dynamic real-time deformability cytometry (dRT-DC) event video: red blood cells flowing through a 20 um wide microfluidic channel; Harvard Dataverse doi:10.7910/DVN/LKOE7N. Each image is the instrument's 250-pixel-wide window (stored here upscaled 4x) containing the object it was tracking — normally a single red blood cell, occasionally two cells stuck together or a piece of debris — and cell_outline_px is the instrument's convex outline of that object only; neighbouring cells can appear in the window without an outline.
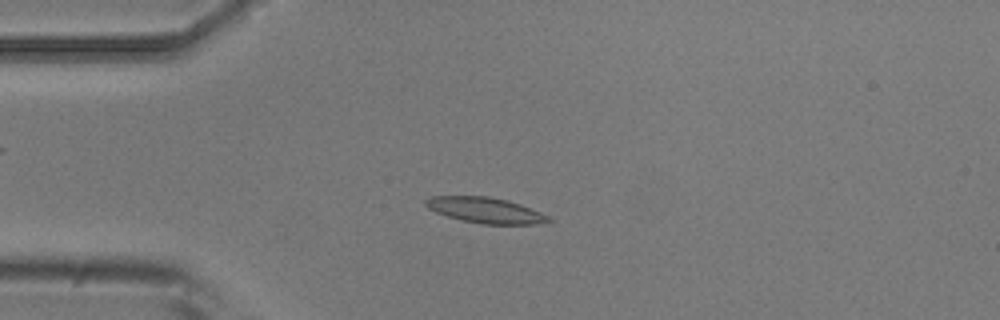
{"species": "common noctule bat (a hibernating species)", "species_latin": "Nyctalus noctula", "temperature_condition": "room temperature", "stored_images_in_passage": 13, "camera_frame_rate_fps": 3000, "um_per_image_px": 0.085, "animal": {"sex": "male", "body_mass_g": 20.5, "forearm_length_mm": 52.5}, "frame": {"image": 1, "passage_image": 2, "time_ms": 0.333, "image_size_px": [1000, 320], "cell_outline_px": [[556, 220], [532, 224], [480, 224], [460, 220], [436, 212], [428, 208], [424, 204], [424, 200], [432, 196], [488, 196], [508, 200], [520, 204], [540, 212]], "centroid_in_image_um": [41.25, 17.87], "position_along_channel_um": 43.8, "area_um2": 18.38}}
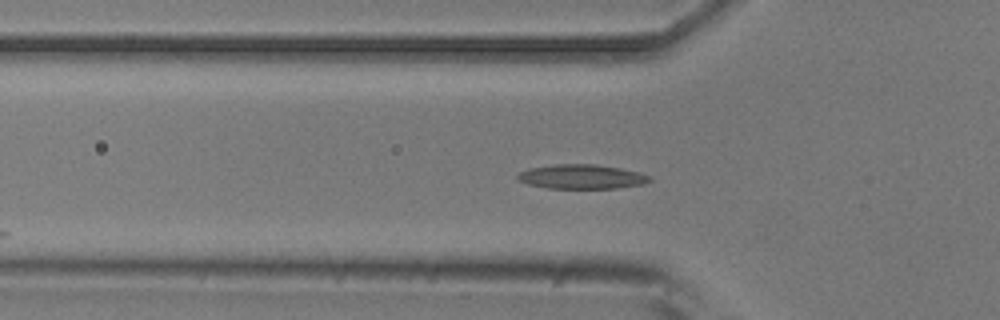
{"frame": {"image": 2, "passage_image": 6, "time_ms": 1.667, "image_size_px": [1000, 320], "cell_outline_px": [[652, 180], [644, 184], [616, 188], [548, 188], [528, 184], [516, 180], [516, 176], [520, 172], [528, 168], [552, 164], [596, 164], [620, 168], [640, 172], [652, 176]], "centroid_in_image_um": [49.44, 15.01], "position_along_channel_um": 76.4, "area_um2": 18.96}}